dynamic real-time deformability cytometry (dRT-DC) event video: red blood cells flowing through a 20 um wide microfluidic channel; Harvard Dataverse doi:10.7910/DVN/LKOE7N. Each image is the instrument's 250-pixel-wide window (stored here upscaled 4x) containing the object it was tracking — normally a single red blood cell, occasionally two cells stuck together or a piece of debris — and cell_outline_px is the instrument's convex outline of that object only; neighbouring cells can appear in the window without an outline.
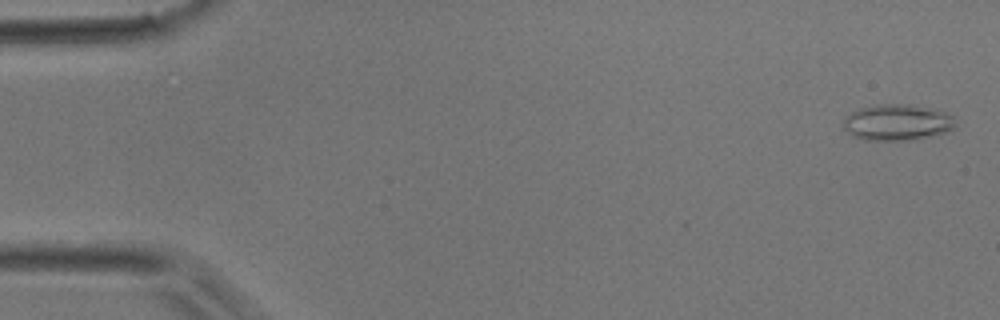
{"species": "common noctule bat (a hibernating species)", "species_latin": "Nyctalus noctula", "temperature_condition": "room temperature", "stored_images_in_passage": 44, "camera_frame_rate_fps": 3000, "um_per_image_px": 0.085, "animal": {"sex": "male", "body_mass_g": 17.9}, "frame": {"image": 1, "passage_image": 1, "time_ms": 0.0, "image_size_px": [1000, 320], "cell_outline_px": [[956, 128], [944, 132], [916, 140], [864, 140], [852, 136], [844, 128], [844, 116], [860, 108], [876, 104], [908, 104], [948, 112], [956, 116]], "centroid_in_image_um": [76.3, 10.4], "position_along_channel_um": 8.7, "area_um2": 23.93}}
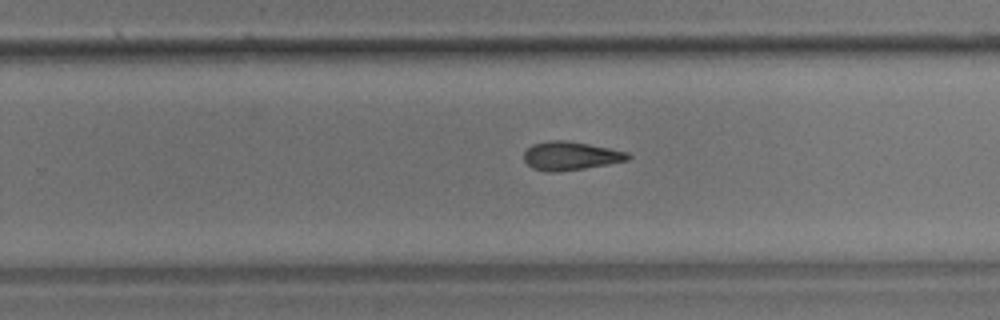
{"frame": {"image": 2, "passage_image": 28, "time_ms": 9.0, "image_size_px": [1000, 320], "cell_outline_px": [[632, 156], [628, 160], [608, 164], [584, 168], [552, 172], [548, 172], [532, 168], [524, 160], [524, 152], [532, 144], [548, 140], [568, 140], [628, 152]], "centroid_in_image_um": [48.48, 13.24], "position_along_channel_um": 281.3, "area_um2": 17.22}}
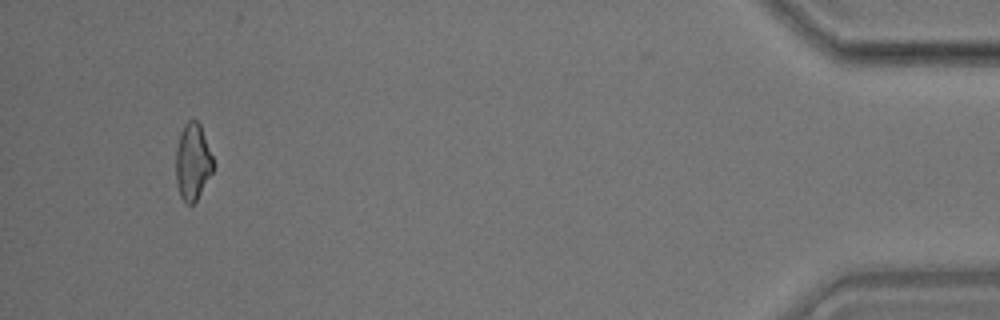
{"frame": {"image": 3, "passage_image": 42, "time_ms": 13.667, "image_size_px": [1000, 320], "cell_outline_px": [[216, 164], [212, 172], [196, 200], [192, 204], [188, 204], [180, 196], [176, 184], [176, 148], [180, 132], [184, 124], [188, 120], [196, 120], [200, 124]], "centroid_in_image_um": [16.38, 13.73], "position_along_channel_um": 418.8, "area_um2": 16.76}}